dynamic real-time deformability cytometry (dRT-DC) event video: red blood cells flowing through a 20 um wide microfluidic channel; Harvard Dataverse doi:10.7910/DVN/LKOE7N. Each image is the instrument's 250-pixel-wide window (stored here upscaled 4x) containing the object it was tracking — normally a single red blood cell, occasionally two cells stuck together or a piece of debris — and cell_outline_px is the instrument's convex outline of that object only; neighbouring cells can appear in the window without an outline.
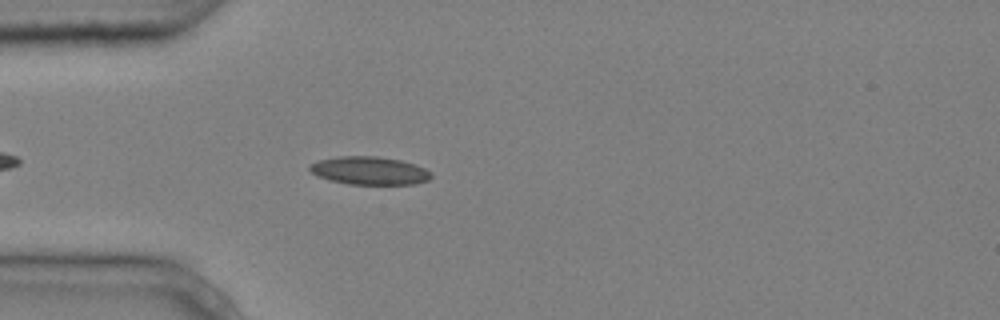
{"species": "common noctule bat (a hibernating species)", "species_latin": "Nyctalus noctula", "temperature_condition": "cold", "stored_images_in_passage": 5, "camera_frame_rate_fps": 3000, "um_per_image_px": 0.085, "animal": {"sex": "male", "body_mass_g": 20.4}, "frame": {"image": 1, "passage_image": 5, "time_ms": 1.333, "image_size_px": [1000, 320], "cell_outline_px": [[432, 176], [428, 180], [416, 184], [348, 184], [328, 180], [316, 176], [308, 168], [308, 164], [320, 160], [340, 156], [376, 156], [400, 160], [416, 164], [432, 172]], "centroid_in_image_um": [31.4, 14.51], "position_along_channel_um": 53.6, "area_um2": 20.0}}